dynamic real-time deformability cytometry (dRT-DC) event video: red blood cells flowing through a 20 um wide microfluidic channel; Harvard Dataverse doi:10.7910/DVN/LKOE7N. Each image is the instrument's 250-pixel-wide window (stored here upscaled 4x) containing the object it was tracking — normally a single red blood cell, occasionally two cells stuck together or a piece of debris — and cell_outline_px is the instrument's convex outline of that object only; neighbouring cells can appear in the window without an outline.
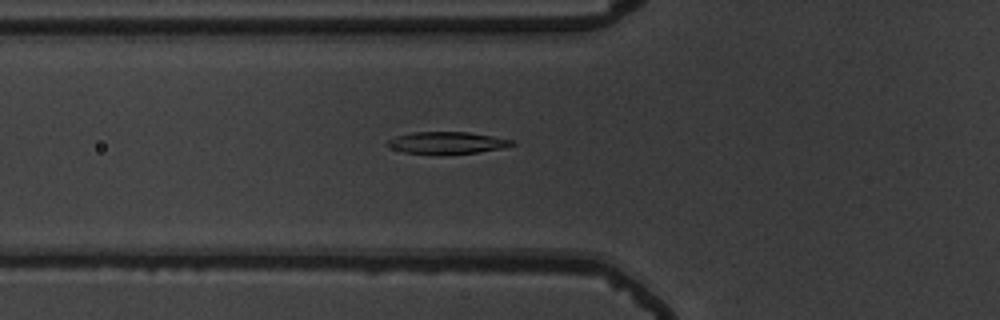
{"species": "common noctule bat (a hibernating species)", "species_latin": "Nyctalus noctula", "temperature_condition": "warm", "stored_images_in_passage": 48, "camera_frame_rate_fps": 3000, "um_per_image_px": 0.085, "animal": {"sex": "male", "body_mass_g": 19.5, "forearm_length_mm": 54.6}, "frame": {"image": 1, "passage_image": 16, "time_ms": 5.0, "image_size_px": [1000, 320], "cell_outline_px": [[516, 144], [504, 148], [476, 152], [440, 156], [404, 152], [392, 148], [384, 144], [388, 140], [396, 136], [412, 132], [468, 132], [516, 140]], "centroid_in_image_um": [38.0, 12.16], "position_along_channel_um": 87.8, "area_um2": 16.42}}
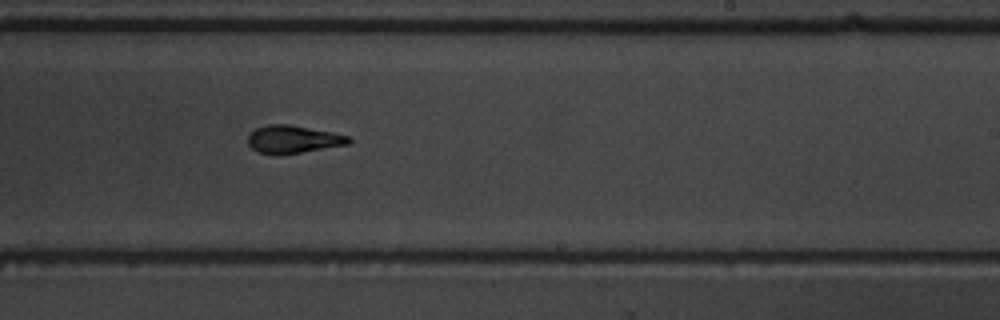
{"frame": {"image": 2, "passage_image": 30, "time_ms": 9.667, "image_size_px": [1000, 320], "cell_outline_px": [[352, 140], [348, 144], [300, 152], [260, 152], [252, 148], [248, 144], [248, 136], [256, 128], [264, 124], [288, 124], [332, 132], [348, 136]], "centroid_in_image_um": [24.92, 11.79], "position_along_channel_um": 264.1, "area_um2": 15.66}}
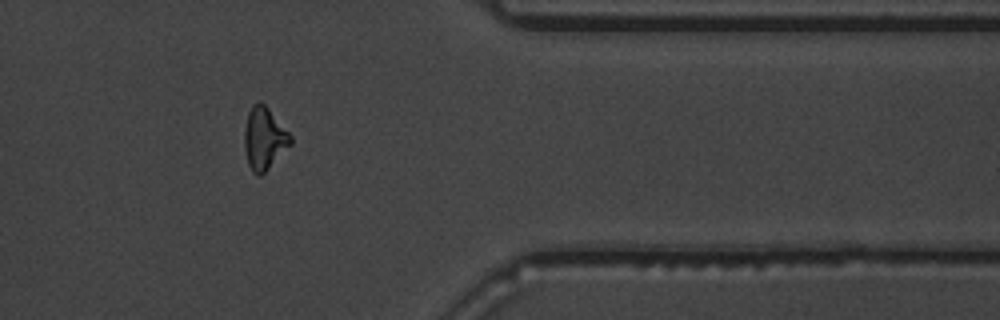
{"frame": {"image": 3, "passage_image": 41, "time_ms": 13.333, "image_size_px": [1000, 320], "cell_outline_px": [[292, 144], [260, 176], [256, 176], [252, 172], [248, 164], [244, 148], [244, 132], [248, 112], [252, 104], [260, 100], [268, 108], [292, 136]], "centroid_in_image_um": [22.44, 11.77], "position_along_channel_um": 389.0, "area_um2": 16.76}}